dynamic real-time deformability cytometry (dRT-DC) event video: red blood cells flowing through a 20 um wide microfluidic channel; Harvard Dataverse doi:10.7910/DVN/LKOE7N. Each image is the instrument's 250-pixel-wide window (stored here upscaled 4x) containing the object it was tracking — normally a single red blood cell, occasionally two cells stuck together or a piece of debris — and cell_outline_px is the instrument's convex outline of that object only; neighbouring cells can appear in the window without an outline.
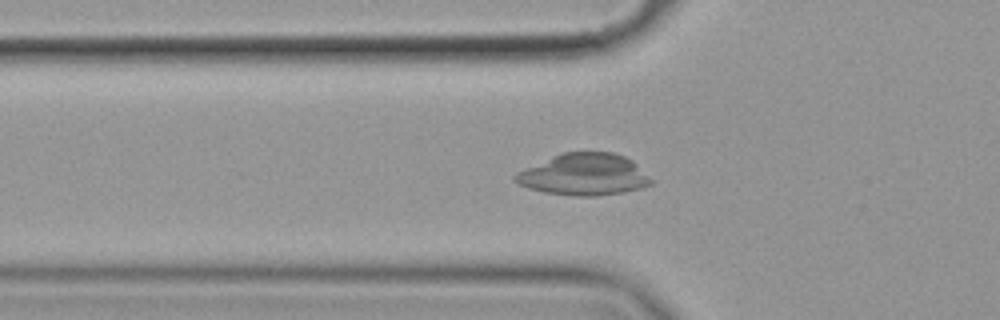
{"species": "common noctule bat (a hibernating species)", "species_latin": "Nyctalus noctula", "temperature_condition": "cold", "stored_images_in_passage": 56, "camera_frame_rate_fps": 3000, "um_per_image_px": 0.085, "animal": {"sex": "female", "body_mass_g": 19.9}, "frame": {"image": 1, "passage_image": 19, "time_ms": 6.0, "image_size_px": [1000, 320], "cell_outline_px": [[652, 184], [640, 188], [624, 192], [596, 196], [572, 196], [544, 192], [528, 188], [512, 180], [512, 176], [516, 172], [564, 152], [612, 152], [624, 156], [632, 160], [652, 180]], "centroid_in_image_um": [49.63, 14.85], "position_along_channel_um": 76.2, "area_um2": 32.83}}
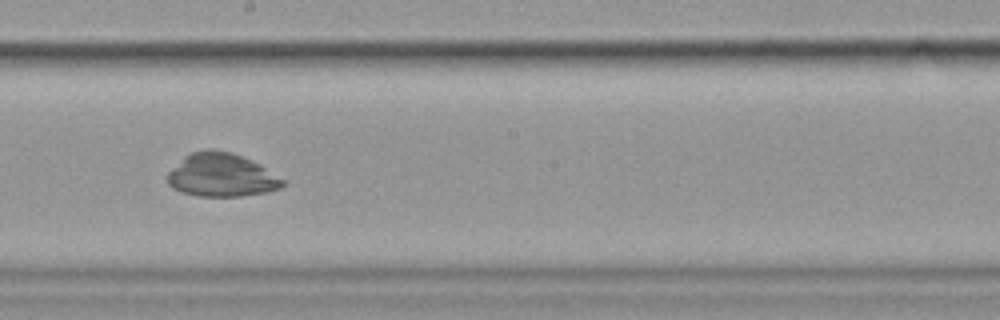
{"frame": {"image": 2, "passage_image": 32, "time_ms": 10.333, "image_size_px": [1000, 320], "cell_outline_px": [[288, 184], [280, 188], [268, 192], [240, 196], [200, 196], [180, 192], [172, 188], [168, 184], [168, 172], [184, 156], [192, 152], [208, 148], [212, 148], [232, 152], [252, 160], [260, 164], [284, 180]], "centroid_in_image_um": [18.83, 14.88], "position_along_channel_um": 229.4, "area_um2": 29.36}}
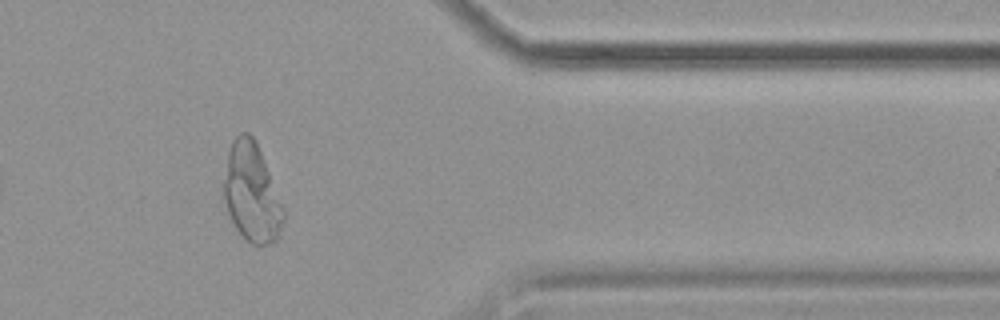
{"frame": {"image": 3, "passage_image": 47, "time_ms": 15.333, "image_size_px": [1000, 320], "cell_outline_px": [[284, 220], [280, 236], [272, 244], [256, 248], [236, 228], [228, 212], [224, 200], [224, 180], [228, 152], [232, 140], [240, 132], [248, 132], [256, 140], [284, 208]], "centroid_in_image_um": [21.42, 16.41], "position_along_channel_um": 390.0, "area_um2": 34.39}}